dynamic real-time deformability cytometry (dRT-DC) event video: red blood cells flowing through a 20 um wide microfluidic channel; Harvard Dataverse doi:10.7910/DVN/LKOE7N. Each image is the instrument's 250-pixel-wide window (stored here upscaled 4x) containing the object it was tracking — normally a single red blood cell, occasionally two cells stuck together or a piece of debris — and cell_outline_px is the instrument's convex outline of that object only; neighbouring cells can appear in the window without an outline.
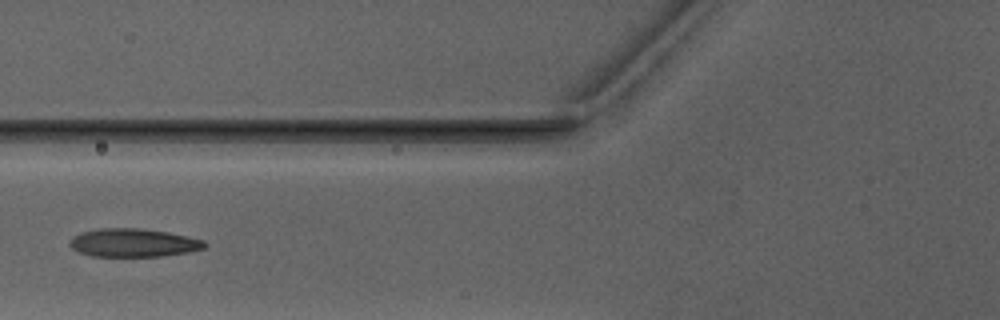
{"species": "Egyptian fruit bat (a non-hibernating species)", "species_latin": "Rousettus aegyptiacus", "temperature_condition": "warm", "stored_images_in_passage": 5, "camera_frame_rate_fps": 3000, "um_per_image_px": 0.085, "animal": {"sex": "male"}, "frame": {"image": 1, "passage_image": 5, "time_ms": 5.667, "image_size_px": [1000, 320], "cell_outline_px": [[208, 244], [204, 248], [188, 252], [164, 256], [92, 256], [80, 252], [72, 248], [68, 244], [72, 236], [80, 232], [100, 228], [136, 228], [168, 232], [188, 236], [204, 240]], "centroid_in_image_um": [11.33, 20.63], "position_along_channel_um": 114.5, "area_um2": 22.31}}